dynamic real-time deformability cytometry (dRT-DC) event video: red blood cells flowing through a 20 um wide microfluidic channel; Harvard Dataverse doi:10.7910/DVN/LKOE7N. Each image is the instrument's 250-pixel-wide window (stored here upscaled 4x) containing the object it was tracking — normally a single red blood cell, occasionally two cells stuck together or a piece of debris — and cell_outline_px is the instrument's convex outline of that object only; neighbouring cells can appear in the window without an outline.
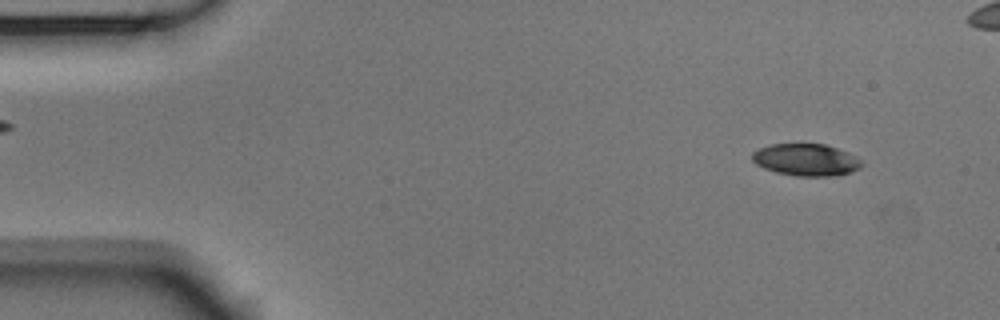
{"species": "Egyptian fruit bat (a non-hibernating species)", "species_latin": "Rousettus aegyptiacus", "temperature_condition": "room temperature", "stored_images_in_passage": 5, "camera_frame_rate_fps": 3000, "um_per_image_px": 0.085, "animal": {"sex": "male"}, "frame": {"image": 1, "passage_image": 1, "time_ms": 0.0, "image_size_px": [1000, 320], "cell_outline_px": [[864, 164], [860, 168], [848, 172], [832, 176], [796, 176], [776, 172], [764, 168], [756, 164], [752, 160], [752, 152], [768, 144], [824, 144], [848, 152], [856, 156]], "centroid_in_image_um": [68.5, 13.58], "position_along_channel_um": 16.5, "area_um2": 20.4}}